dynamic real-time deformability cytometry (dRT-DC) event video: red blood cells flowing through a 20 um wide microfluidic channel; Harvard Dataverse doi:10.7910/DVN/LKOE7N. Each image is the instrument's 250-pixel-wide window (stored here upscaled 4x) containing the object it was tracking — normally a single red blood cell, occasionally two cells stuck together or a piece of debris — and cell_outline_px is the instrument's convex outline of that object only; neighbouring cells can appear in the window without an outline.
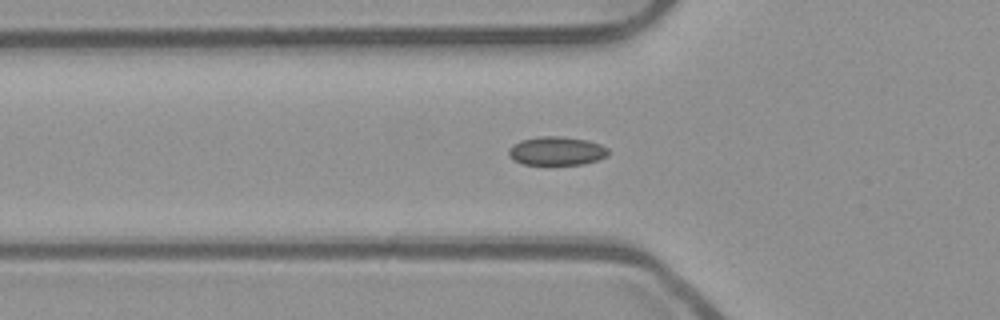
{"species": "common noctule bat (a hibernating species)", "species_latin": "Nyctalus noctula", "temperature_condition": "room temperature", "stored_images_in_passage": 45, "camera_frame_rate_fps": 3000, "um_per_image_px": 0.085, "animal": {"sex": "male", "body_mass_g": 23.1, "forearm_length_mm": 52.7}, "frame": {"image": 1, "passage_image": 14, "time_ms": 4.333, "image_size_px": [1000, 320], "cell_outline_px": [[608, 156], [584, 164], [524, 164], [516, 160], [508, 152], [508, 148], [512, 144], [520, 140], [544, 136], [560, 136], [588, 140], [600, 144], [608, 148]], "centroid_in_image_um": [47.34, 12.82], "position_along_channel_um": 78.5, "area_um2": 16.47}}
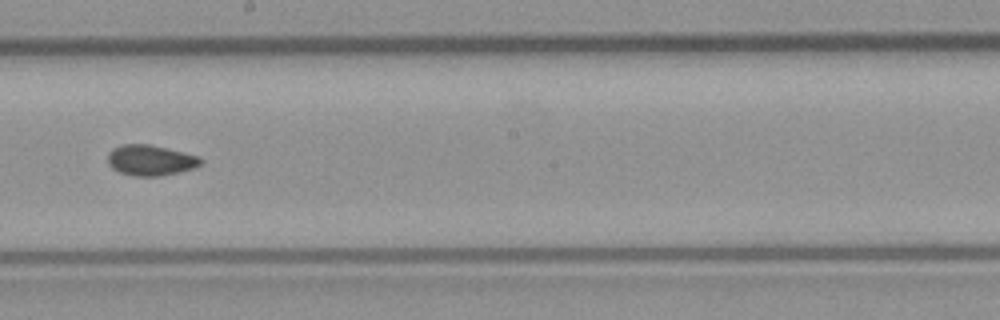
{"frame": {"image": 2, "passage_image": 26, "time_ms": 8.333, "image_size_px": [1000, 320], "cell_outline_px": [[204, 160], [196, 168], [180, 172], [160, 176], [136, 176], [120, 172], [112, 168], [108, 164], [108, 152], [112, 148], [124, 144], [148, 144], [200, 156]], "centroid_in_image_um": [12.81, 13.62], "position_along_channel_um": 235.4, "area_um2": 16.65}}
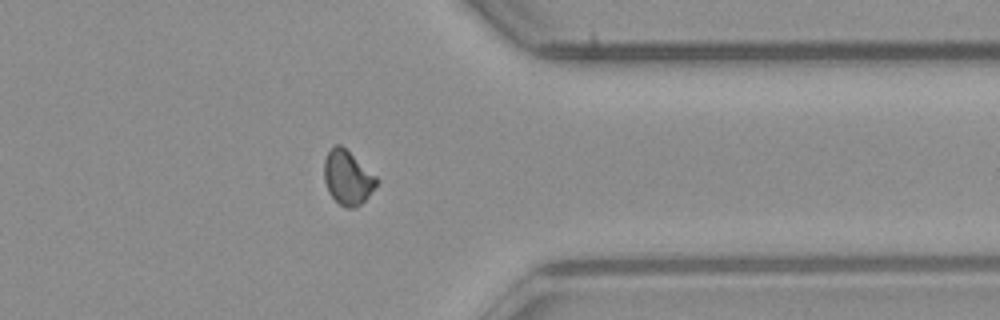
{"frame": {"image": 3, "passage_image": 38, "time_ms": 12.333, "image_size_px": [1000, 320], "cell_outline_px": [[380, 180], [368, 196], [360, 204], [352, 208], [344, 208], [328, 192], [324, 180], [324, 160], [328, 152], [336, 144], [340, 144], [376, 176]], "centroid_in_image_um": [29.54, 15.11], "position_along_channel_um": 381.9, "area_um2": 16.3}}